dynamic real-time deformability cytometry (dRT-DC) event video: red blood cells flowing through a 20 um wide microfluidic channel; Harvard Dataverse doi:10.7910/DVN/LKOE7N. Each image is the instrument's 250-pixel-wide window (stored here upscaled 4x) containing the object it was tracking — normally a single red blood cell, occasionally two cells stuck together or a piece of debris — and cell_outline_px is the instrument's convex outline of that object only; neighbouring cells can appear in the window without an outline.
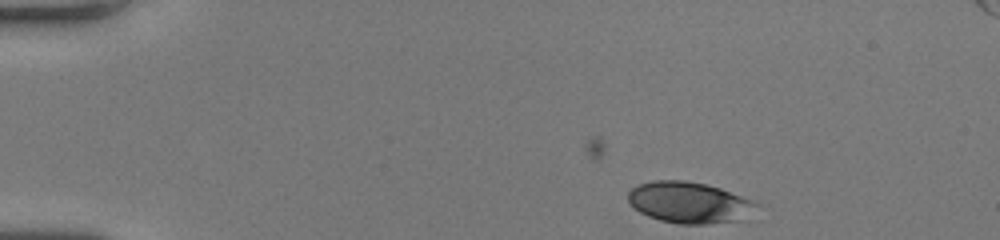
{"species": "human", "species_latin": "Homo sapiens", "temperature_condition": "room temperature", "stored_images_in_passage": 28, "camera_frame_rate_fps": 3000, "um_per_image_px": 0.085, "donor": {"sex": "female"}, "frame": {"image": 1, "passage_image": 1, "time_ms": 0.0, "image_size_px": [1000, 240], "cell_outline_px": [[760, 204], [756, 216], [736, 220], [708, 224], [680, 224], [660, 220], [648, 216], [640, 212], [628, 200], [628, 192], [636, 184], [652, 180], [684, 180], [704, 184], [720, 188], [752, 200]], "centroid_in_image_um": [58.64, 17.22], "position_along_channel_um": 26.4, "area_um2": 31.15}}
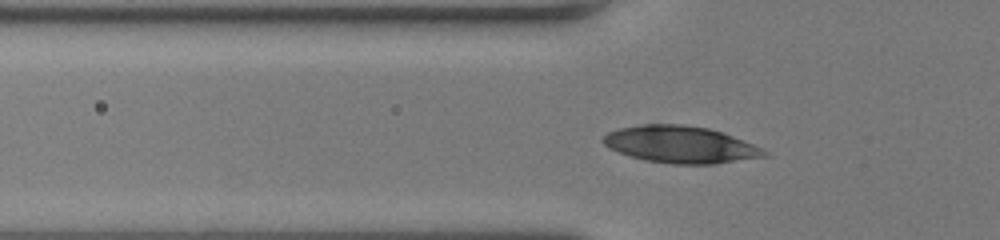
{"frame": {"image": 2, "passage_image": 11, "time_ms": 3.333, "image_size_px": [1000, 240], "cell_outline_px": [[768, 156], [716, 164], [672, 164], [644, 160], [608, 148], [600, 140], [608, 132], [616, 128], [640, 124], [684, 124], [708, 128], [724, 132], [764, 148], [768, 152]], "centroid_in_image_um": [57.86, 12.28], "position_along_channel_um": 67.9, "area_um2": 35.08}}
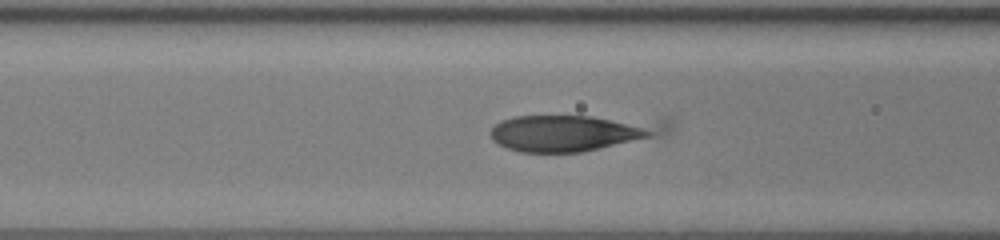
{"frame": {"image": 3, "passage_image": 15, "time_ms": 4.667, "image_size_px": [1000, 240], "cell_outline_px": [[672, 132], [664, 136], [584, 152], [520, 152], [508, 148], [492, 140], [488, 132], [500, 120], [516, 116], [672, 116]], "centroid_in_image_um": [49.01, 11.23], "position_along_channel_um": 117.6, "area_um2": 39.54}}